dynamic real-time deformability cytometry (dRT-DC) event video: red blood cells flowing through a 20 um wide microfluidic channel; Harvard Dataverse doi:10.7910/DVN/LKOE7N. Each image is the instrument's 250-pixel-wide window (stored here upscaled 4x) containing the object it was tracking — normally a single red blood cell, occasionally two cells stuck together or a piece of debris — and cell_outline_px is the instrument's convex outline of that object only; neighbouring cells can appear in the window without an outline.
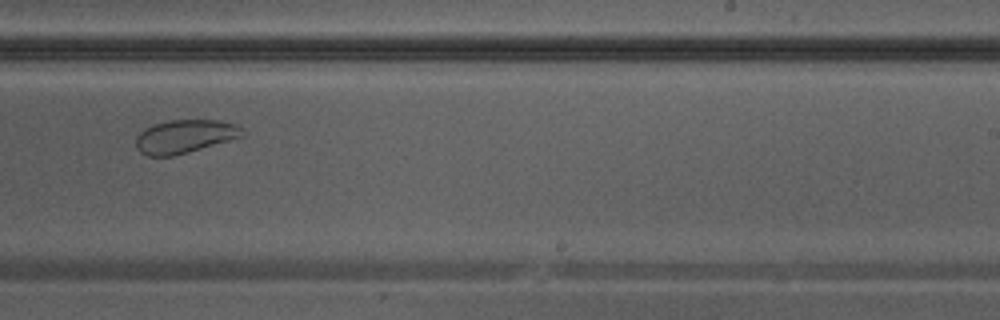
{"species": "Egyptian fruit bat (a non-hibernating species)", "species_latin": "Rousettus aegyptiacus", "temperature_condition": "warm", "stored_images_in_passage": 36, "camera_frame_rate_fps": 3000, "um_per_image_px": 0.085, "animal": {"sex": "male"}, "frame": {"image": 1, "passage_image": 21, "time_ms": 6.667, "image_size_px": [1000, 320], "cell_outline_px": [[244, 136], [188, 152], [172, 156], [148, 156], [140, 152], [136, 148], [136, 136], [144, 128], [152, 124], [168, 120], [220, 120], [236, 124], [244, 128]], "centroid_in_image_um": [15.7, 11.58], "position_along_channel_um": 273.3, "area_um2": 20.87}}